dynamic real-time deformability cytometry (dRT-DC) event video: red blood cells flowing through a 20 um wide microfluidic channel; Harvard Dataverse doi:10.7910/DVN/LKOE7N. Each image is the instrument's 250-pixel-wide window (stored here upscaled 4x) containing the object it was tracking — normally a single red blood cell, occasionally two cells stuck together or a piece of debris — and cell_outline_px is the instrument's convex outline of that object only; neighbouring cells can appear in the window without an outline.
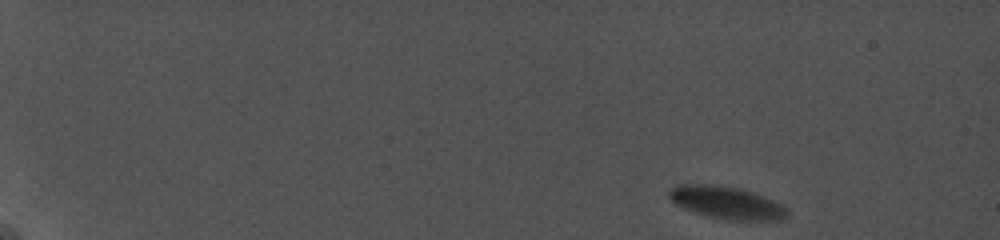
{"species": "common noctule bat (a hibernating species)", "species_latin": "Nyctalus noctula", "temperature_condition": "cold", "stored_images_in_passage": 12, "camera_frame_rate_fps": 5000, "um_per_image_px": 0.085, "animal": {"sex": "female", "body_mass_g": 19.0, "forearm_length_mm": 56.7}, "frame": {"image": 1, "passage_image": 1, "time_ms": 0.0, "image_size_px": [1000, 240], "cell_outline_px": [[788, 216], [784, 220], [724, 220], [708, 216], [684, 208], [676, 204], [668, 196], [668, 188], [676, 184], [708, 184], [740, 188], [752, 192], [772, 200], [788, 208]], "centroid_in_image_um": [61.75, 17.22], "position_along_channel_um": 23.3, "area_um2": 22.43}}
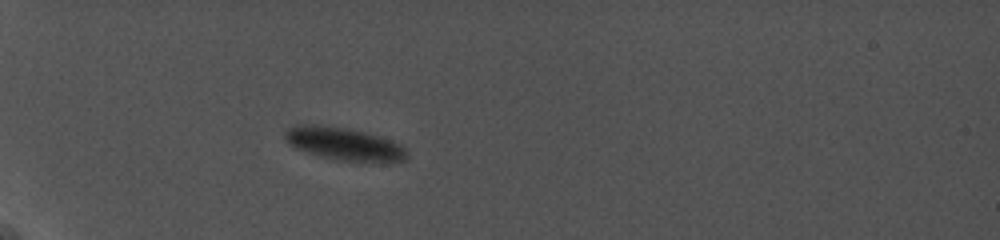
{"frame": {"image": 2, "passage_image": 9, "time_ms": 4.6, "image_size_px": [1000, 240], "cell_outline_px": [[408, 160], [392, 164], [336, 160], [320, 156], [296, 148], [288, 144], [284, 140], [284, 128], [296, 124], [320, 124], [348, 128], [380, 136], [392, 140], [400, 144], [408, 152]], "centroid_in_image_um": [29.28, 12.24], "position_along_channel_um": 55.7, "area_um2": 24.28}}
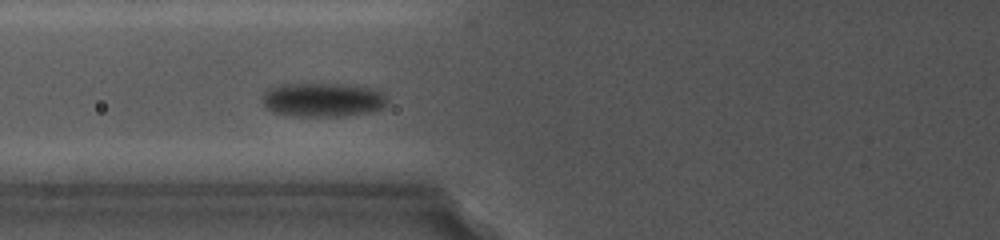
{"frame": {"image": 3, "passage_image": 11, "time_ms": 6.8, "image_size_px": [1000, 240], "cell_outline_px": [[388, 100], [384, 108], [368, 112], [344, 116], [288, 116], [272, 112], [264, 108], [264, 92], [268, 88], [276, 84], [344, 84], [372, 88], [380, 92]], "centroid_in_image_um": [27.4, 8.49], "position_along_channel_um": 98.4, "area_um2": 24.97}}